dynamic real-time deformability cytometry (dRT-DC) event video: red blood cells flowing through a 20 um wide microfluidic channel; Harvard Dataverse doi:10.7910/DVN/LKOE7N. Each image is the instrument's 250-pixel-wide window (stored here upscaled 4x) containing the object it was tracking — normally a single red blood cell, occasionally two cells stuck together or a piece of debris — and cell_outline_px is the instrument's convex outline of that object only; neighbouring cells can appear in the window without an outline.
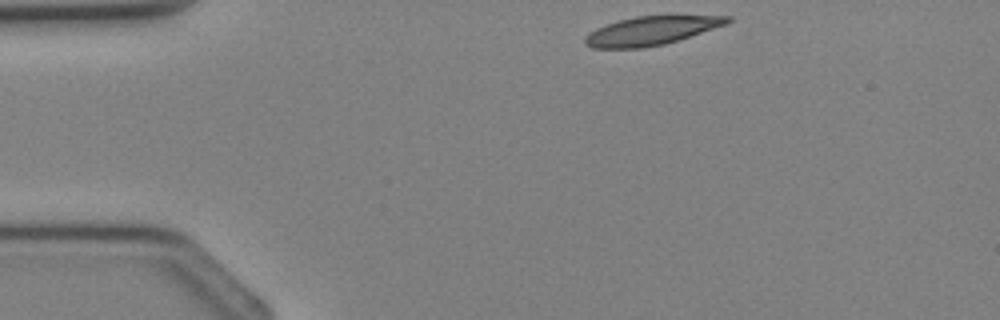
{"species": "Egyptian fruit bat (a non-hibernating species)", "species_latin": "Rousettus aegyptiacus", "temperature_condition": "cold", "stored_images_in_passage": 31, "camera_frame_rate_fps": 3000, "um_per_image_px": 0.085, "animal": {"sex": "female"}, "frame": {"image": 1, "passage_image": 1, "time_ms": 0.0, "image_size_px": [1000, 320], "cell_outline_px": [[732, 20], [728, 24], [680, 40], [664, 44], [644, 48], [592, 48], [584, 44], [584, 36], [596, 28], [604, 24], [636, 16], [672, 12], [732, 16]], "centroid_in_image_um": [55.48, 2.54], "position_along_channel_um": 29.5, "area_um2": 25.32}}
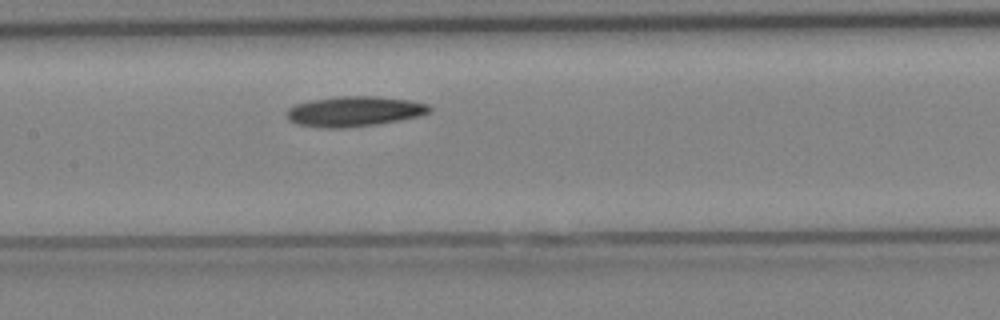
{"frame": {"image": 2, "passage_image": 12, "time_ms": 3.667, "image_size_px": [1000, 320], "cell_outline_px": [[432, 108], [428, 112], [416, 116], [400, 120], [376, 124], [344, 128], [324, 128], [296, 124], [288, 120], [288, 108], [296, 104], [312, 100], [336, 96], [376, 96], [408, 100], [428, 104]], "centroid_in_image_um": [30.08, 9.46], "position_along_channel_um": 177.3, "area_um2": 24.91}}
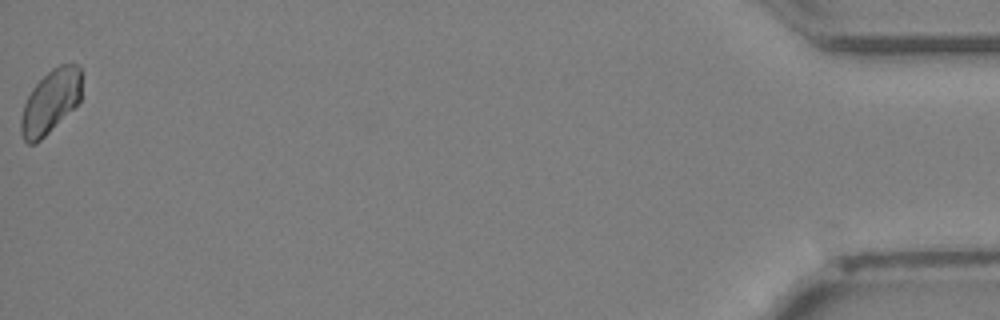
{"frame": {"image": 3, "passage_image": 31, "time_ms": 10.0, "image_size_px": [1000, 320], "cell_outline_px": [[80, 100], [36, 144], [28, 144], [24, 140], [20, 132], [20, 120], [24, 104], [32, 88], [52, 68], [60, 64], [76, 64], [80, 68]], "centroid_in_image_um": [4.25, 8.64], "position_along_channel_um": 431.0, "area_um2": 21.96}}